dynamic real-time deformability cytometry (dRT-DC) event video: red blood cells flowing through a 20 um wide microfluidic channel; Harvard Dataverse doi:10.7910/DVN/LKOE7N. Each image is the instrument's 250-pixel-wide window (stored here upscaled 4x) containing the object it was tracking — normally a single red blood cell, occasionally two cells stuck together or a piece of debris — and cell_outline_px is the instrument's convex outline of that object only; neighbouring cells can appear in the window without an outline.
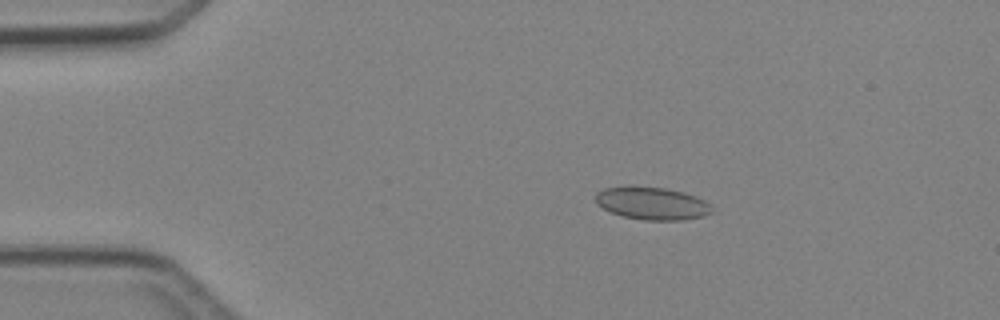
{"species": "Egyptian fruit bat (a non-hibernating species)", "species_latin": "Rousettus aegyptiacus", "temperature_condition": "cold", "stored_images_in_passage": 6, "camera_frame_rate_fps": 3000, "um_per_image_px": 0.085, "animal": {"sex": "female"}, "frame": {"image": 1, "passage_image": 3, "time_ms": 2.333, "image_size_px": [1000, 320], "cell_outline_px": [[712, 212], [704, 216], [680, 220], [644, 220], [624, 216], [612, 212], [596, 204], [596, 192], [604, 188], [628, 184], [668, 188], [684, 192], [696, 196], [712, 204]], "centroid_in_image_um": [55.42, 17.25], "position_along_channel_um": 29.6, "area_um2": 22.6}}
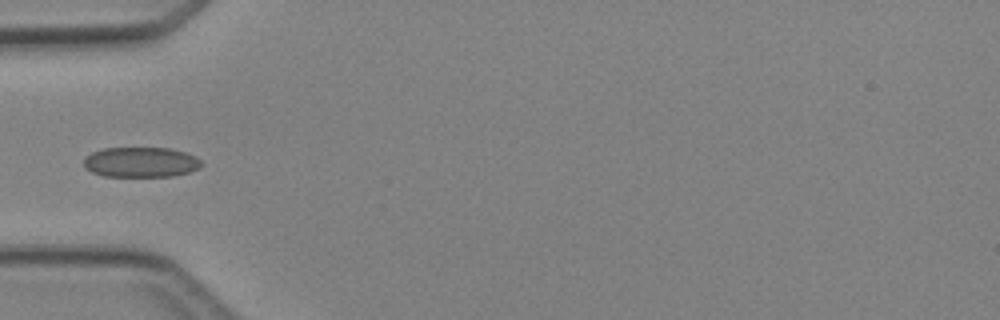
{"frame": {"image": 2, "passage_image": 5, "time_ms": 4.667, "image_size_px": [1000, 320], "cell_outline_px": [[204, 164], [200, 168], [188, 172], [172, 176], [104, 176], [92, 172], [84, 168], [84, 160], [92, 152], [104, 148], [168, 148], [184, 152], [196, 156]], "centroid_in_image_um": [11.99, 13.78], "position_along_channel_um": 73.0, "area_um2": 20.63}}
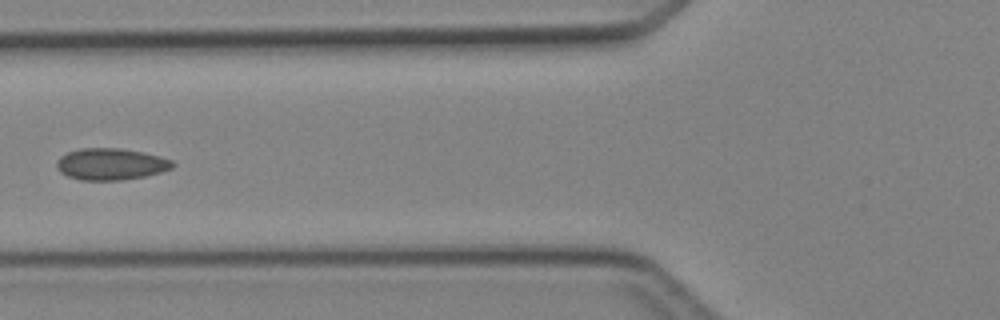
{"frame": {"image": 3, "passage_image": 6, "time_ms": 5.667, "image_size_px": [1000, 320], "cell_outline_px": [[176, 164], [172, 168], [160, 172], [144, 176], [120, 180], [80, 180], [68, 176], [60, 172], [56, 168], [56, 160], [60, 156], [68, 152], [80, 148], [120, 148], [144, 152], [160, 156], [172, 160]], "centroid_in_image_um": [9.41, 13.94], "position_along_channel_um": 116.4, "area_um2": 21.5}}